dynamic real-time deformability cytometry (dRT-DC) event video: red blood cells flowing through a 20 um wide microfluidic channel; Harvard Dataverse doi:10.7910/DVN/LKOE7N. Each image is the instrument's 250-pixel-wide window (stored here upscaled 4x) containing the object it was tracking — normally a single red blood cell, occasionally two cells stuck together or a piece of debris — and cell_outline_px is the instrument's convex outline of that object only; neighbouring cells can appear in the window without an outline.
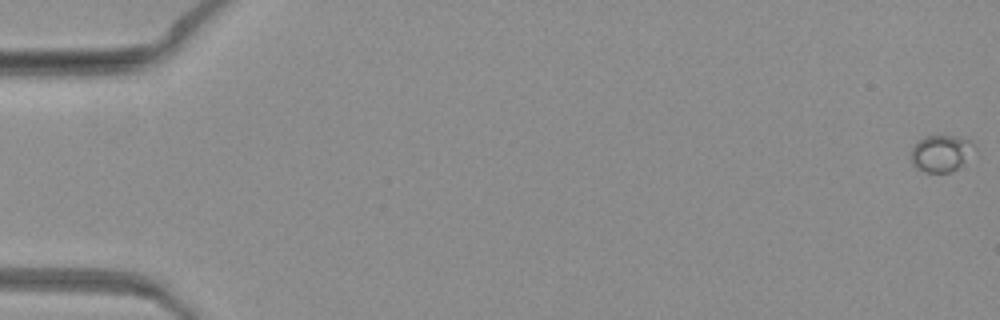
{"species": "common noctule bat (a hibernating species)", "species_latin": "Nyctalus noctula", "temperature_condition": "warm", "stored_images_in_passage": 54, "camera_frame_rate_fps": 3000, "um_per_image_px": 0.085, "animal": {"sex": "female", "body_mass_g": 19.3, "forearm_length_mm": 54.1}, "frame": {"image": 1, "passage_image": 1, "time_ms": 0.0, "image_size_px": [1000, 320], "cell_outline_px": [[976, 148], [956, 168], [948, 172], [924, 172], [916, 168], [912, 164], [912, 148], [924, 136], [956, 136], [972, 140], [976, 144]], "centroid_in_image_um": [80.0, 13.01], "position_along_channel_um": 5.0, "area_um2": 13.29}}
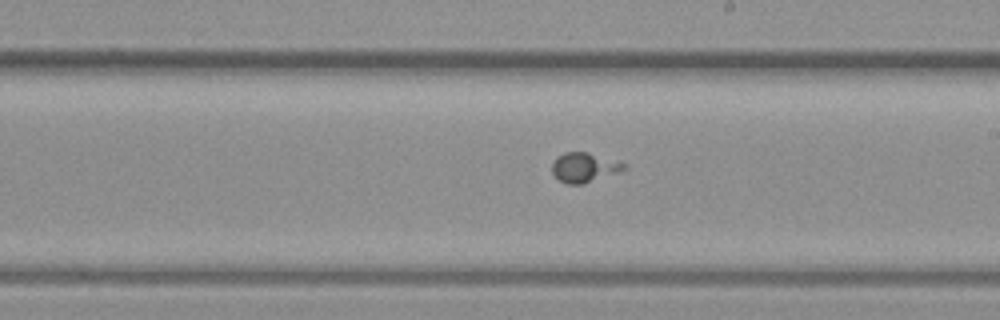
{"frame": {"image": 2, "passage_image": 32, "time_ms": 10.333, "image_size_px": [1000, 320], "cell_outline_px": [[628, 168], [620, 172], [584, 184], [568, 184], [560, 180], [552, 172], [552, 164], [556, 156], [564, 152], [588, 152], [620, 160], [628, 164]], "centroid_in_image_um": [49.74, 14.21], "position_along_channel_um": 239.3, "area_um2": 12.77}}
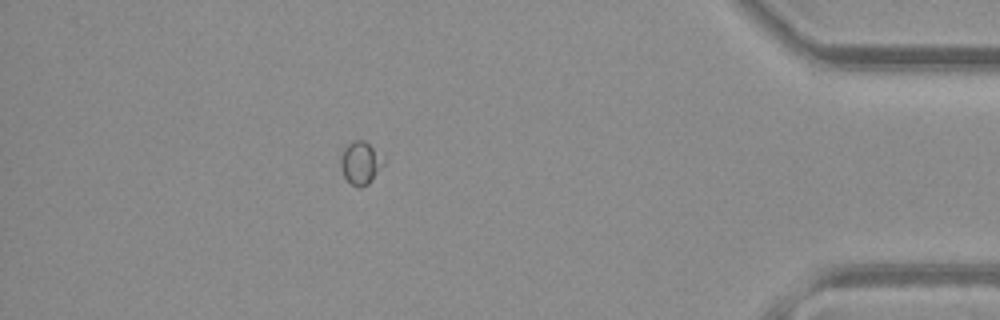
{"frame": {"image": 3, "passage_image": 48, "time_ms": 15.667, "image_size_px": [1000, 320], "cell_outline_px": [[384, 164], [372, 180], [368, 184], [360, 188], [352, 184], [344, 176], [340, 168], [340, 156], [344, 148], [348, 144], [356, 140], [364, 140], [384, 160]], "centroid_in_image_um": [30.61, 13.87], "position_along_channel_um": 404.6, "area_um2": 10.46}}